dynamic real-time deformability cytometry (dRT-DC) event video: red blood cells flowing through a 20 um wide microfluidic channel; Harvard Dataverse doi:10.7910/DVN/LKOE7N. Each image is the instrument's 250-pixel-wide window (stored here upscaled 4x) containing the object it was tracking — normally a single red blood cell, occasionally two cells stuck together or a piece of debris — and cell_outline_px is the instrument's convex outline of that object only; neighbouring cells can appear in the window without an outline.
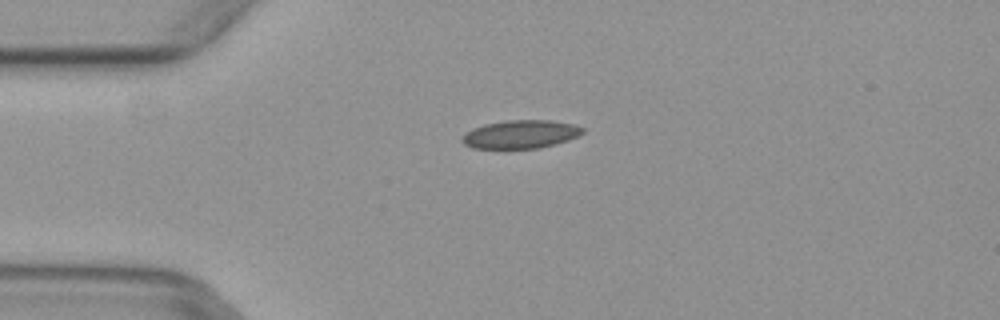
{"species": "common noctule bat (a hibernating species)", "species_latin": "Nyctalus noctula", "temperature_condition": "warm", "stored_images_in_passage": 3, "camera_frame_rate_fps": 3000, "um_per_image_px": 0.085, "animal": {"sex": "female", "body_mass_g": 29.2, "forearm_length_mm": 56.3}, "frame": {"image": 1, "passage_image": 3, "time_ms": 0.667, "image_size_px": [1000, 320], "cell_outline_px": [[584, 132], [568, 140], [540, 148], [472, 148], [464, 144], [460, 140], [472, 128], [484, 124], [508, 120], [548, 120], [576, 124], [584, 128]], "centroid_in_image_um": [44.26, 11.41], "position_along_channel_um": 40.7, "area_um2": 19.77}}